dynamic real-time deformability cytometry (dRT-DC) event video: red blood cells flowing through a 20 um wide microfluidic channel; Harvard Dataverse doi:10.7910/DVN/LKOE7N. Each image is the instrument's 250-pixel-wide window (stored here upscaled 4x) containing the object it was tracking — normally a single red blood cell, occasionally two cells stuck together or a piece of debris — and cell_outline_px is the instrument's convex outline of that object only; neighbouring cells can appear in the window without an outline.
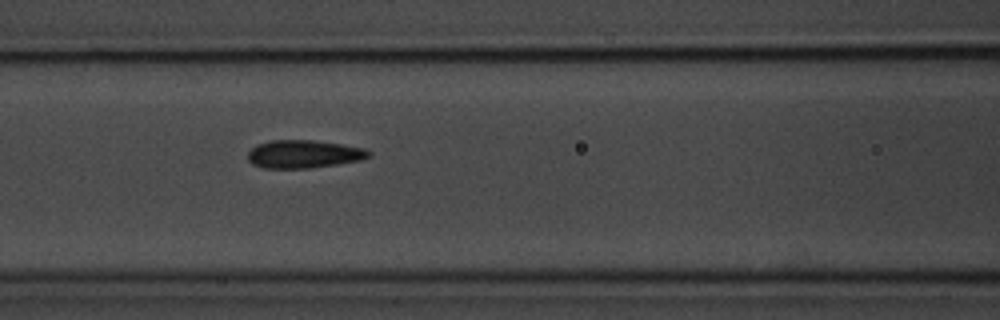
{"species": "common noctule bat (a hibernating species)", "species_latin": "Nyctalus noctula", "temperature_condition": "room temperature", "stored_images_in_passage": 7, "camera_frame_rate_fps": 3000, "um_per_image_px": 0.085, "animal": {"sex": "male", "body_mass_g": 20.1, "forearm_length_mm": 53.5}, "frame": {"image": 1, "passage_image": 7, "time_ms": 7.667, "image_size_px": [1000, 320], "cell_outline_px": [[372, 156], [360, 160], [312, 168], [264, 168], [252, 164], [248, 160], [248, 152], [256, 144], [272, 140], [312, 140], [340, 144], [364, 148], [372, 152]], "centroid_in_image_um": [25.81, 13.1], "position_along_channel_um": 140.8, "area_um2": 19.77}}